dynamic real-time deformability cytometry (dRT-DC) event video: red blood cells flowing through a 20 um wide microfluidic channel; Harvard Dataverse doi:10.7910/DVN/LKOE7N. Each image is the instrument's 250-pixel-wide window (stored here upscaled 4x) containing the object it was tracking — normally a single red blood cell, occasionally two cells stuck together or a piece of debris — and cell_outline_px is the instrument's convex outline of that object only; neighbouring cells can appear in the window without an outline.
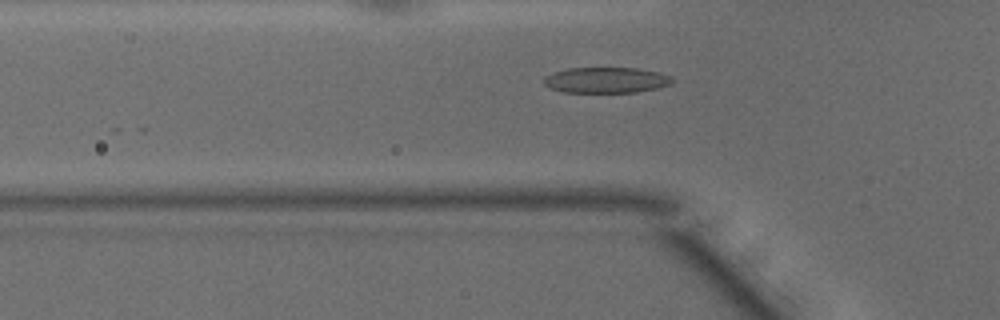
{"species": "common noctule bat (a hibernating species)", "species_latin": "Nyctalus noctula", "temperature_condition": "warm", "stored_images_in_passage": 15, "camera_frame_rate_fps": 3000, "um_per_image_px": 0.085, "animal": {"sex": "male", "body_mass_g": 15.6}, "frame": {"image": 1, "passage_image": 5, "time_ms": 1.333, "image_size_px": [1000, 320], "cell_outline_px": [[672, 80], [668, 84], [656, 88], [636, 92], [564, 92], [552, 88], [544, 84], [544, 76], [552, 72], [568, 68], [640, 68], [660, 72], [672, 76]], "centroid_in_image_um": [51.51, 6.79], "position_along_channel_um": 74.3, "area_um2": 19.19}}
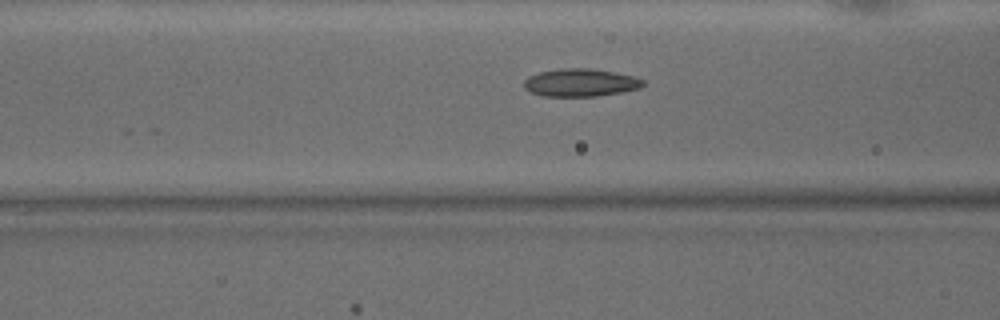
{"frame": {"image": 2, "passage_image": 8, "time_ms": 2.333, "image_size_px": [1000, 320], "cell_outline_px": [[644, 84], [640, 88], [620, 92], [596, 96], [544, 96], [532, 92], [524, 88], [524, 80], [528, 76], [540, 72], [560, 68], [588, 68], [612, 72], [632, 76], [644, 80]], "centroid_in_image_um": [49.31, 7.02], "position_along_channel_um": 117.3, "area_um2": 19.07}}
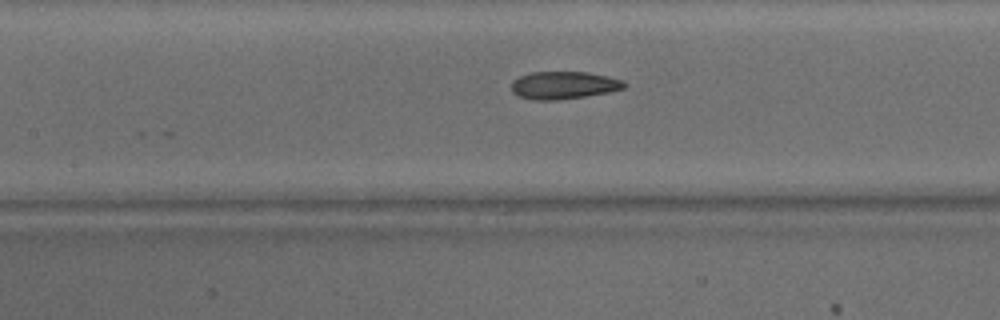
{"frame": {"image": 3, "passage_image": 11, "time_ms": 3.333, "image_size_px": [1000, 320], "cell_outline_px": [[628, 84], [624, 88], [608, 92], [584, 96], [556, 100], [536, 100], [520, 96], [512, 92], [512, 80], [520, 76], [532, 72], [588, 72], [608, 76], [624, 80]], "centroid_in_image_um": [47.94, 7.23], "position_along_channel_um": 159.5, "area_um2": 18.09}}